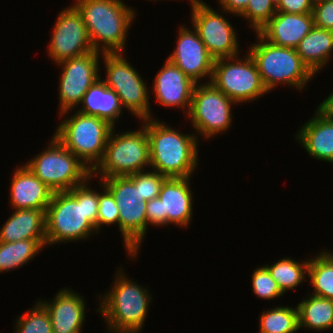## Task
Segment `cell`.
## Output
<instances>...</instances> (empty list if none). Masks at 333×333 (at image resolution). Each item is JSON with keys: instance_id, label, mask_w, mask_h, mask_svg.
Masks as SVG:
<instances>
[{"instance_id": "6da1fadb", "label": "cell", "mask_w": 333, "mask_h": 333, "mask_svg": "<svg viewBox=\"0 0 333 333\" xmlns=\"http://www.w3.org/2000/svg\"><path fill=\"white\" fill-rule=\"evenodd\" d=\"M91 179L69 191L53 193L45 212L47 246L84 241L98 233V192L89 187Z\"/></svg>"}, {"instance_id": "7a4b0ae2", "label": "cell", "mask_w": 333, "mask_h": 333, "mask_svg": "<svg viewBox=\"0 0 333 333\" xmlns=\"http://www.w3.org/2000/svg\"><path fill=\"white\" fill-rule=\"evenodd\" d=\"M142 122L147 129L153 171L167 178L191 177L199 161L197 134L179 133L155 117Z\"/></svg>"}, {"instance_id": "3957f363", "label": "cell", "mask_w": 333, "mask_h": 333, "mask_svg": "<svg viewBox=\"0 0 333 333\" xmlns=\"http://www.w3.org/2000/svg\"><path fill=\"white\" fill-rule=\"evenodd\" d=\"M95 51L125 53L126 39L135 10L123 0H75Z\"/></svg>"}, {"instance_id": "277c9868", "label": "cell", "mask_w": 333, "mask_h": 333, "mask_svg": "<svg viewBox=\"0 0 333 333\" xmlns=\"http://www.w3.org/2000/svg\"><path fill=\"white\" fill-rule=\"evenodd\" d=\"M119 268L115 273L113 287L103 296H99L100 306L97 311L105 318L107 331L110 329L111 333H141L152 295L148 287L144 288L128 279L123 273L124 267Z\"/></svg>"}, {"instance_id": "5b68a950", "label": "cell", "mask_w": 333, "mask_h": 333, "mask_svg": "<svg viewBox=\"0 0 333 333\" xmlns=\"http://www.w3.org/2000/svg\"><path fill=\"white\" fill-rule=\"evenodd\" d=\"M257 43L247 50L254 59L261 81L268 91L278 84L302 90L315 76L302 62L294 48L276 46L256 32Z\"/></svg>"}, {"instance_id": "8992f818", "label": "cell", "mask_w": 333, "mask_h": 333, "mask_svg": "<svg viewBox=\"0 0 333 333\" xmlns=\"http://www.w3.org/2000/svg\"><path fill=\"white\" fill-rule=\"evenodd\" d=\"M141 127L139 130L125 131L121 134L116 133L113 127L103 157L91 171L92 178L95 174L96 177L100 176V179L128 176L144 172L146 166L150 167L147 129L143 125Z\"/></svg>"}, {"instance_id": "52a82bcc", "label": "cell", "mask_w": 333, "mask_h": 333, "mask_svg": "<svg viewBox=\"0 0 333 333\" xmlns=\"http://www.w3.org/2000/svg\"><path fill=\"white\" fill-rule=\"evenodd\" d=\"M75 112L59 123L54 135L92 171L103 157L114 126L105 119Z\"/></svg>"}, {"instance_id": "ba28073f", "label": "cell", "mask_w": 333, "mask_h": 333, "mask_svg": "<svg viewBox=\"0 0 333 333\" xmlns=\"http://www.w3.org/2000/svg\"><path fill=\"white\" fill-rule=\"evenodd\" d=\"M25 165L53 192L69 191L91 177V170L55 135L47 148Z\"/></svg>"}, {"instance_id": "9c48e42d", "label": "cell", "mask_w": 333, "mask_h": 333, "mask_svg": "<svg viewBox=\"0 0 333 333\" xmlns=\"http://www.w3.org/2000/svg\"><path fill=\"white\" fill-rule=\"evenodd\" d=\"M238 56L216 59L210 82L237 104L255 101L268 91L249 52Z\"/></svg>"}, {"instance_id": "30bf717a", "label": "cell", "mask_w": 333, "mask_h": 333, "mask_svg": "<svg viewBox=\"0 0 333 333\" xmlns=\"http://www.w3.org/2000/svg\"><path fill=\"white\" fill-rule=\"evenodd\" d=\"M101 59L106 69V77L101 80L118 95L121 107L140 121L152 118L148 87L123 53L103 54Z\"/></svg>"}, {"instance_id": "8fae6325", "label": "cell", "mask_w": 333, "mask_h": 333, "mask_svg": "<svg viewBox=\"0 0 333 333\" xmlns=\"http://www.w3.org/2000/svg\"><path fill=\"white\" fill-rule=\"evenodd\" d=\"M238 105L216 88L211 82L196 84L191 106L186 115L192 127L203 139L224 133L232 125V106Z\"/></svg>"}, {"instance_id": "7c38bea8", "label": "cell", "mask_w": 333, "mask_h": 333, "mask_svg": "<svg viewBox=\"0 0 333 333\" xmlns=\"http://www.w3.org/2000/svg\"><path fill=\"white\" fill-rule=\"evenodd\" d=\"M191 24L209 54L216 60L239 55V40L230 22L202 0H189ZM239 44V45H238Z\"/></svg>"}, {"instance_id": "4fadbf2b", "label": "cell", "mask_w": 333, "mask_h": 333, "mask_svg": "<svg viewBox=\"0 0 333 333\" xmlns=\"http://www.w3.org/2000/svg\"><path fill=\"white\" fill-rule=\"evenodd\" d=\"M100 55L103 53L93 50L57 63L62 68L59 77L60 118L79 106L84 94L100 78Z\"/></svg>"}, {"instance_id": "5bb4252c", "label": "cell", "mask_w": 333, "mask_h": 333, "mask_svg": "<svg viewBox=\"0 0 333 333\" xmlns=\"http://www.w3.org/2000/svg\"><path fill=\"white\" fill-rule=\"evenodd\" d=\"M50 39L47 53L56 64L93 51L81 13L74 5L61 10Z\"/></svg>"}, {"instance_id": "9a60e30c", "label": "cell", "mask_w": 333, "mask_h": 333, "mask_svg": "<svg viewBox=\"0 0 333 333\" xmlns=\"http://www.w3.org/2000/svg\"><path fill=\"white\" fill-rule=\"evenodd\" d=\"M178 31L176 47L167 59L196 84L206 77L210 82L215 59L209 54L195 29L182 25Z\"/></svg>"}, {"instance_id": "2e32d148", "label": "cell", "mask_w": 333, "mask_h": 333, "mask_svg": "<svg viewBox=\"0 0 333 333\" xmlns=\"http://www.w3.org/2000/svg\"><path fill=\"white\" fill-rule=\"evenodd\" d=\"M196 83L191 80L175 64L166 59V62L154 78V98L163 107L180 108L186 114L190 110L191 99Z\"/></svg>"}, {"instance_id": "e0dca14e", "label": "cell", "mask_w": 333, "mask_h": 333, "mask_svg": "<svg viewBox=\"0 0 333 333\" xmlns=\"http://www.w3.org/2000/svg\"><path fill=\"white\" fill-rule=\"evenodd\" d=\"M191 177L167 178L158 195L161 200L162 226L167 224L187 228L193 216Z\"/></svg>"}, {"instance_id": "ac0fdd59", "label": "cell", "mask_w": 333, "mask_h": 333, "mask_svg": "<svg viewBox=\"0 0 333 333\" xmlns=\"http://www.w3.org/2000/svg\"><path fill=\"white\" fill-rule=\"evenodd\" d=\"M47 309L53 333H81L85 321V300L71 289H61L51 301L39 300Z\"/></svg>"}, {"instance_id": "d6986e66", "label": "cell", "mask_w": 333, "mask_h": 333, "mask_svg": "<svg viewBox=\"0 0 333 333\" xmlns=\"http://www.w3.org/2000/svg\"><path fill=\"white\" fill-rule=\"evenodd\" d=\"M313 27L312 13L288 14L277 11L258 33L273 45L296 49Z\"/></svg>"}, {"instance_id": "ffe728a7", "label": "cell", "mask_w": 333, "mask_h": 333, "mask_svg": "<svg viewBox=\"0 0 333 333\" xmlns=\"http://www.w3.org/2000/svg\"><path fill=\"white\" fill-rule=\"evenodd\" d=\"M10 206L13 209L46 210L53 191L24 164L12 173Z\"/></svg>"}, {"instance_id": "44dd1931", "label": "cell", "mask_w": 333, "mask_h": 333, "mask_svg": "<svg viewBox=\"0 0 333 333\" xmlns=\"http://www.w3.org/2000/svg\"><path fill=\"white\" fill-rule=\"evenodd\" d=\"M295 137L309 156L333 163V119L319 107Z\"/></svg>"}, {"instance_id": "7402d4cb", "label": "cell", "mask_w": 333, "mask_h": 333, "mask_svg": "<svg viewBox=\"0 0 333 333\" xmlns=\"http://www.w3.org/2000/svg\"><path fill=\"white\" fill-rule=\"evenodd\" d=\"M0 229V242H17L35 239L46 248V210L15 209Z\"/></svg>"}, {"instance_id": "603a6c76", "label": "cell", "mask_w": 333, "mask_h": 333, "mask_svg": "<svg viewBox=\"0 0 333 333\" xmlns=\"http://www.w3.org/2000/svg\"><path fill=\"white\" fill-rule=\"evenodd\" d=\"M80 105L77 111L105 119L113 126L122 114L118 95L106 86L101 77L84 94Z\"/></svg>"}, {"instance_id": "cb8c5ba5", "label": "cell", "mask_w": 333, "mask_h": 333, "mask_svg": "<svg viewBox=\"0 0 333 333\" xmlns=\"http://www.w3.org/2000/svg\"><path fill=\"white\" fill-rule=\"evenodd\" d=\"M302 62L316 76L333 52V31L314 26L296 48Z\"/></svg>"}, {"instance_id": "d4e9b609", "label": "cell", "mask_w": 333, "mask_h": 333, "mask_svg": "<svg viewBox=\"0 0 333 333\" xmlns=\"http://www.w3.org/2000/svg\"><path fill=\"white\" fill-rule=\"evenodd\" d=\"M119 231L131 260L136 259L140 245L147 233L146 201L140 205L121 206L119 209ZM142 242V243H141Z\"/></svg>"}, {"instance_id": "484cf974", "label": "cell", "mask_w": 333, "mask_h": 333, "mask_svg": "<svg viewBox=\"0 0 333 333\" xmlns=\"http://www.w3.org/2000/svg\"><path fill=\"white\" fill-rule=\"evenodd\" d=\"M299 330L301 328L326 331L333 328L331 299L310 295L297 305Z\"/></svg>"}, {"instance_id": "4316f807", "label": "cell", "mask_w": 333, "mask_h": 333, "mask_svg": "<svg viewBox=\"0 0 333 333\" xmlns=\"http://www.w3.org/2000/svg\"><path fill=\"white\" fill-rule=\"evenodd\" d=\"M308 264V279L314 288L312 295L333 299V252L322 250Z\"/></svg>"}, {"instance_id": "83f0119b", "label": "cell", "mask_w": 333, "mask_h": 333, "mask_svg": "<svg viewBox=\"0 0 333 333\" xmlns=\"http://www.w3.org/2000/svg\"><path fill=\"white\" fill-rule=\"evenodd\" d=\"M43 250L35 239L17 242H0V272L11 271L22 267Z\"/></svg>"}, {"instance_id": "f1b7e54d", "label": "cell", "mask_w": 333, "mask_h": 333, "mask_svg": "<svg viewBox=\"0 0 333 333\" xmlns=\"http://www.w3.org/2000/svg\"><path fill=\"white\" fill-rule=\"evenodd\" d=\"M309 260L297 262L293 258L285 257L272 265H264L271 276L275 279L279 289L283 294L300 285L308 275Z\"/></svg>"}, {"instance_id": "f546056e", "label": "cell", "mask_w": 333, "mask_h": 333, "mask_svg": "<svg viewBox=\"0 0 333 333\" xmlns=\"http://www.w3.org/2000/svg\"><path fill=\"white\" fill-rule=\"evenodd\" d=\"M258 333H296L299 330L298 310L290 306H277L263 311L259 318Z\"/></svg>"}, {"instance_id": "4dcf8cb0", "label": "cell", "mask_w": 333, "mask_h": 333, "mask_svg": "<svg viewBox=\"0 0 333 333\" xmlns=\"http://www.w3.org/2000/svg\"><path fill=\"white\" fill-rule=\"evenodd\" d=\"M104 186L112 193L117 203V207L140 205L144 201L139 193V172L128 176H115L103 178Z\"/></svg>"}, {"instance_id": "1f68e13d", "label": "cell", "mask_w": 333, "mask_h": 333, "mask_svg": "<svg viewBox=\"0 0 333 333\" xmlns=\"http://www.w3.org/2000/svg\"><path fill=\"white\" fill-rule=\"evenodd\" d=\"M15 323L14 333H53L47 309L39 300L26 313L19 315Z\"/></svg>"}, {"instance_id": "d6a6232c", "label": "cell", "mask_w": 333, "mask_h": 333, "mask_svg": "<svg viewBox=\"0 0 333 333\" xmlns=\"http://www.w3.org/2000/svg\"><path fill=\"white\" fill-rule=\"evenodd\" d=\"M277 12L271 0H249L245 11L240 15L249 21V27L258 32Z\"/></svg>"}, {"instance_id": "836d02e7", "label": "cell", "mask_w": 333, "mask_h": 333, "mask_svg": "<svg viewBox=\"0 0 333 333\" xmlns=\"http://www.w3.org/2000/svg\"><path fill=\"white\" fill-rule=\"evenodd\" d=\"M251 276L252 290L258 298L273 300L284 295L265 266L257 267Z\"/></svg>"}, {"instance_id": "e575fe53", "label": "cell", "mask_w": 333, "mask_h": 333, "mask_svg": "<svg viewBox=\"0 0 333 333\" xmlns=\"http://www.w3.org/2000/svg\"><path fill=\"white\" fill-rule=\"evenodd\" d=\"M102 194L98 192V215H97V232L99 233L102 225H118L119 227V208L112 193L101 183Z\"/></svg>"}, {"instance_id": "d590c367", "label": "cell", "mask_w": 333, "mask_h": 333, "mask_svg": "<svg viewBox=\"0 0 333 333\" xmlns=\"http://www.w3.org/2000/svg\"><path fill=\"white\" fill-rule=\"evenodd\" d=\"M167 179L166 176L152 170L146 172H139V193L140 198L144 201H150L158 197L161 186Z\"/></svg>"}, {"instance_id": "8d00e7d4", "label": "cell", "mask_w": 333, "mask_h": 333, "mask_svg": "<svg viewBox=\"0 0 333 333\" xmlns=\"http://www.w3.org/2000/svg\"><path fill=\"white\" fill-rule=\"evenodd\" d=\"M314 26L333 31V0H326L313 5Z\"/></svg>"}, {"instance_id": "74e56055", "label": "cell", "mask_w": 333, "mask_h": 333, "mask_svg": "<svg viewBox=\"0 0 333 333\" xmlns=\"http://www.w3.org/2000/svg\"><path fill=\"white\" fill-rule=\"evenodd\" d=\"M312 0H281L276 6V10L288 14L312 13Z\"/></svg>"}, {"instance_id": "f35d334b", "label": "cell", "mask_w": 333, "mask_h": 333, "mask_svg": "<svg viewBox=\"0 0 333 333\" xmlns=\"http://www.w3.org/2000/svg\"><path fill=\"white\" fill-rule=\"evenodd\" d=\"M146 218L147 228L148 225L162 226V208L159 197L146 202Z\"/></svg>"}, {"instance_id": "ab89813d", "label": "cell", "mask_w": 333, "mask_h": 333, "mask_svg": "<svg viewBox=\"0 0 333 333\" xmlns=\"http://www.w3.org/2000/svg\"><path fill=\"white\" fill-rule=\"evenodd\" d=\"M224 13L240 16L248 6L249 0H217Z\"/></svg>"}, {"instance_id": "60d3db41", "label": "cell", "mask_w": 333, "mask_h": 333, "mask_svg": "<svg viewBox=\"0 0 333 333\" xmlns=\"http://www.w3.org/2000/svg\"><path fill=\"white\" fill-rule=\"evenodd\" d=\"M318 107L333 119V91Z\"/></svg>"}, {"instance_id": "b9f144b4", "label": "cell", "mask_w": 333, "mask_h": 333, "mask_svg": "<svg viewBox=\"0 0 333 333\" xmlns=\"http://www.w3.org/2000/svg\"><path fill=\"white\" fill-rule=\"evenodd\" d=\"M271 1L274 3L275 6H277L281 0H271Z\"/></svg>"}, {"instance_id": "7bdbcfd3", "label": "cell", "mask_w": 333, "mask_h": 333, "mask_svg": "<svg viewBox=\"0 0 333 333\" xmlns=\"http://www.w3.org/2000/svg\"><path fill=\"white\" fill-rule=\"evenodd\" d=\"M322 1H326V0H312L313 4H316V3H319V2H322Z\"/></svg>"}]
</instances>
